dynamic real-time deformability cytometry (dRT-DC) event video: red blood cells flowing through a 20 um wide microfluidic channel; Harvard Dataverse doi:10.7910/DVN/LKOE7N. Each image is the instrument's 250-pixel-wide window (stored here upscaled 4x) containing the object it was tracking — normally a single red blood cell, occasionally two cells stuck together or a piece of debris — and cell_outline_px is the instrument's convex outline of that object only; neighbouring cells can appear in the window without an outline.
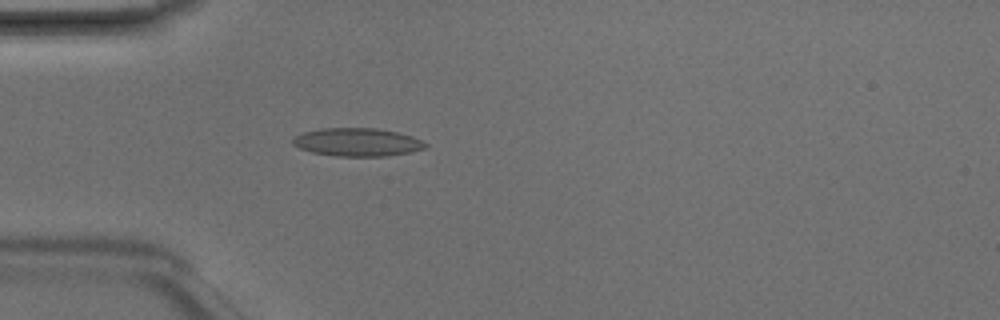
{"species": "Egyptian fruit bat (a non-hibernating species)", "species_latin": "Rousettus aegyptiacus", "temperature_condition": "room temperature", "stored_images_in_passage": 6, "camera_frame_rate_fps": 3000, "um_per_image_px": 0.085, "animal": {"sex": "male"}, "frame": {"image": 1, "passage_image": 6, "time_ms": 1.667, "image_size_px": [1000, 320], "cell_outline_px": [[428, 144], [424, 148], [408, 152], [384, 156], [336, 156], [312, 152], [300, 148], [292, 144], [292, 136], [304, 132], [320, 128], [376, 128], [396, 132], [412, 136]], "centroid_in_image_um": [30.31, 12.07], "position_along_channel_um": 54.7, "area_um2": 21.62}}